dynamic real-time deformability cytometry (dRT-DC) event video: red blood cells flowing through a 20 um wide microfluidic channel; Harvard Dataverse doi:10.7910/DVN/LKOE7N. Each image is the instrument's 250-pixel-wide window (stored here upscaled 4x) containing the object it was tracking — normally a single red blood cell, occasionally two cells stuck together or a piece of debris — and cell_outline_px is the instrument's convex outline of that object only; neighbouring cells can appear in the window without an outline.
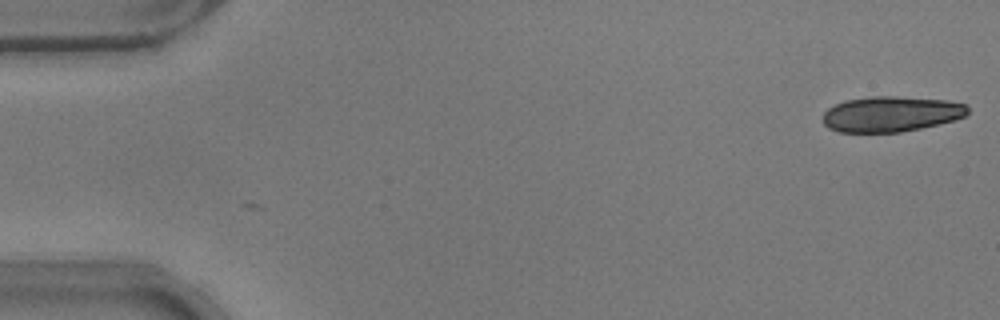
{"species": "common noctule bat (a hibernating species)", "species_latin": "Nyctalus noctula", "temperature_condition": "warm", "stored_images_in_passage": 49, "camera_frame_rate_fps": 3000, "um_per_image_px": 0.085, "animal": {"sex": "male", "body_mass_g": 17.9}, "frame": {"image": 1, "passage_image": 1, "time_ms": 0.0, "image_size_px": [1000, 320], "cell_outline_px": [[968, 112], [964, 116], [956, 120], [920, 128], [900, 132], [840, 132], [828, 128], [824, 124], [824, 112], [828, 108], [844, 100], [872, 96], [896, 96], [948, 100], [968, 104]], "centroid_in_image_um": [75.76, 9.68], "position_along_channel_um": 9.2, "area_um2": 30.06}}
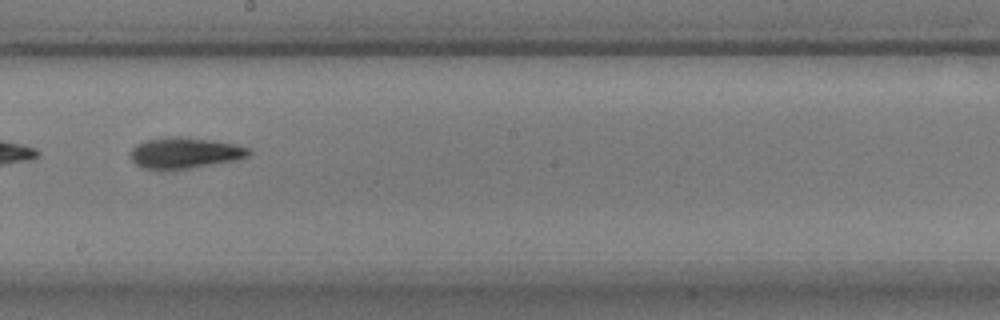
{"frame": {"image": 2, "passage_image": 30, "time_ms": 9.667, "image_size_px": [1000, 320], "cell_outline_px": [[252, 152], [248, 156], [232, 160], [188, 168], [140, 168], [128, 156], [128, 152], [136, 144], [144, 140], [168, 136], [180, 136], [212, 140], [236, 144], [252, 148]], "centroid_in_image_um": [15.67, 12.96], "position_along_channel_um": 232.5, "area_um2": 21.27}}
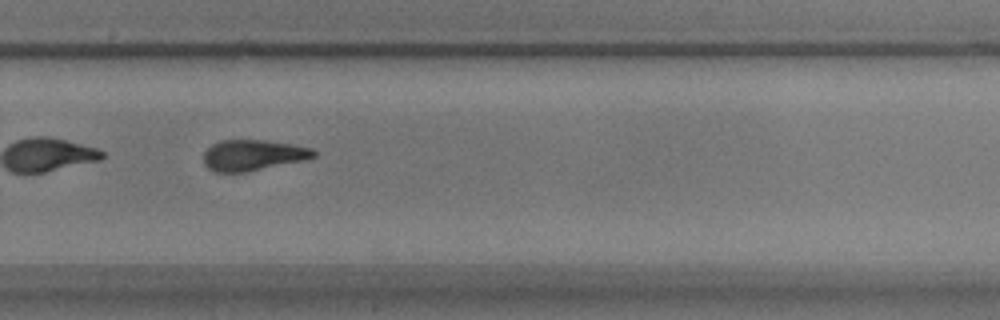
{"frame": {"image": 3, "passage_image": 36, "time_ms": 11.667, "image_size_px": [1000, 320], "cell_outline_px": [[316, 156], [308, 160], [248, 172], [216, 172], [208, 168], [204, 164], [204, 152], [212, 144], [220, 140], [264, 140], [292, 144], [312, 148], [316, 152]], "centroid_in_image_um": [21.54, 13.2], "position_along_channel_um": 308.3, "area_um2": 20.06}, "authors_computed_cell_mechanics": {"area_um2": 21.097, "velocity_mm_per_s": 3.806, "shape_relaxation_time_tau1_ms": 5.5386, "shape_relaxation_time_tau2_ms": 5.1581, "deformation_change_tau1": 0.1796, "deformation_change_tau2": 0.1446}}